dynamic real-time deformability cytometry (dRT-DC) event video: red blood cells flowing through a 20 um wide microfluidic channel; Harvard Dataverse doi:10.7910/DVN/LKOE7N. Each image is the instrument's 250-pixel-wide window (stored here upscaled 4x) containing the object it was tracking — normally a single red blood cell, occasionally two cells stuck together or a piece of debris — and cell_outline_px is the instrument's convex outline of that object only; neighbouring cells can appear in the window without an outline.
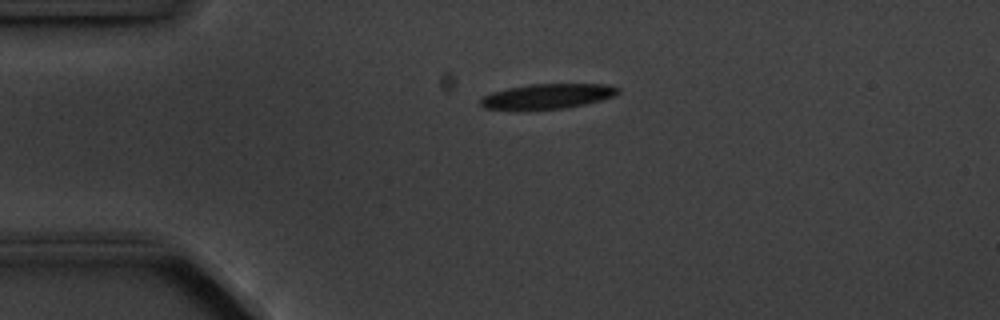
{"species": "common noctule bat (a hibernating species)", "species_latin": "Nyctalus noctula", "temperature_condition": "cold", "stored_images_in_passage": 2, "camera_frame_rate_fps": 3000, "um_per_image_px": 0.085, "animal": {"sex": "male", "body_mass_g": 20.1, "forearm_length_mm": 53.5}, "frame": {"image": 1, "passage_image": 1, "time_ms": 0.0, "image_size_px": [1000, 320], "cell_outline_px": [[620, 92], [612, 96], [600, 100], [584, 104], [564, 108], [484, 108], [480, 104], [480, 100], [484, 96], [492, 92], [508, 88], [532, 84], [608, 84], [620, 88]], "centroid_in_image_um": [46.59, 8.15], "position_along_channel_um": 38.4, "area_um2": 19.36}}